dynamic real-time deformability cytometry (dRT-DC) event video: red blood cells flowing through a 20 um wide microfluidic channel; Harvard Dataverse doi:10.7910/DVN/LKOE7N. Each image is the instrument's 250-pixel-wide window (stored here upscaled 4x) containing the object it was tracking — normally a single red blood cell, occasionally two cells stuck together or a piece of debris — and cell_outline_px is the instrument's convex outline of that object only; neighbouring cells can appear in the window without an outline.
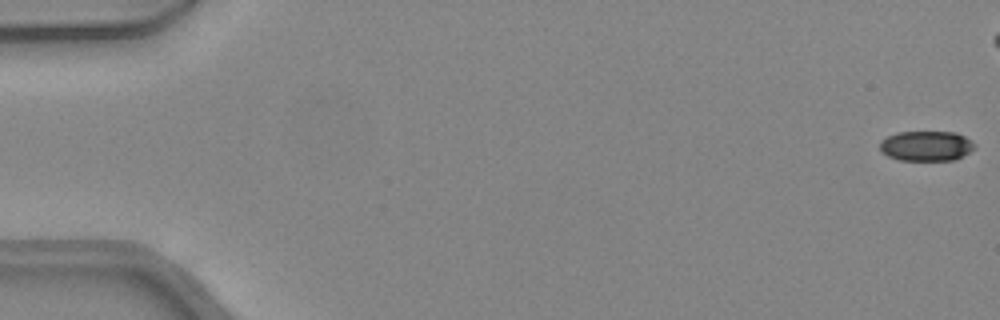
{"species": "common noctule bat (a hibernating species)", "species_latin": "Nyctalus noctula", "temperature_condition": "warm", "stored_images_in_passage": 40, "camera_frame_rate_fps": 3000, "um_per_image_px": 0.085, "animal": {"sex": "female", "body_mass_g": 24.6, "forearm_length_mm": 56.2}, "frame": {"image": 1, "passage_image": 1, "time_ms": 0.0, "image_size_px": [1000, 320], "cell_outline_px": [[976, 148], [952, 160], [900, 160], [888, 156], [880, 152], [880, 140], [896, 132], [956, 132], [964, 136], [976, 144]], "centroid_in_image_um": [78.71, 12.39], "position_along_channel_um": 6.3, "area_um2": 16.59}}
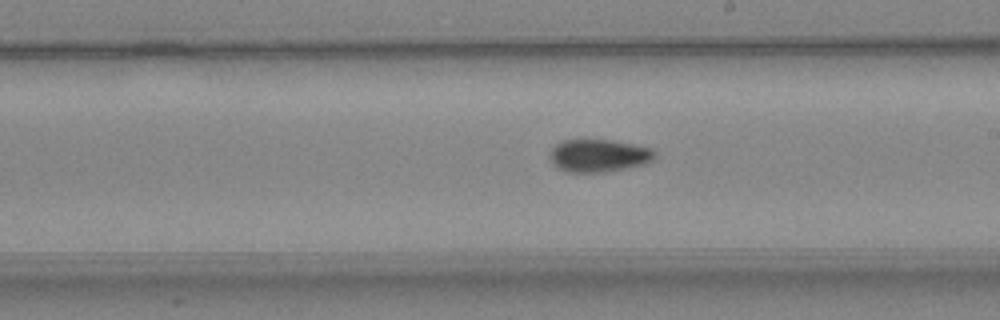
{"frame": {"image": 2, "passage_image": 28, "time_ms": 9.0, "image_size_px": [1000, 320], "cell_outline_px": [[656, 156], [652, 160], [644, 164], [628, 168], [604, 172], [564, 172], [556, 168], [552, 164], [552, 148], [556, 144], [564, 140], [612, 140], [652, 148], [656, 152]], "centroid_in_image_um": [50.91, 13.24], "position_along_channel_um": 238.1, "area_um2": 20.0}}
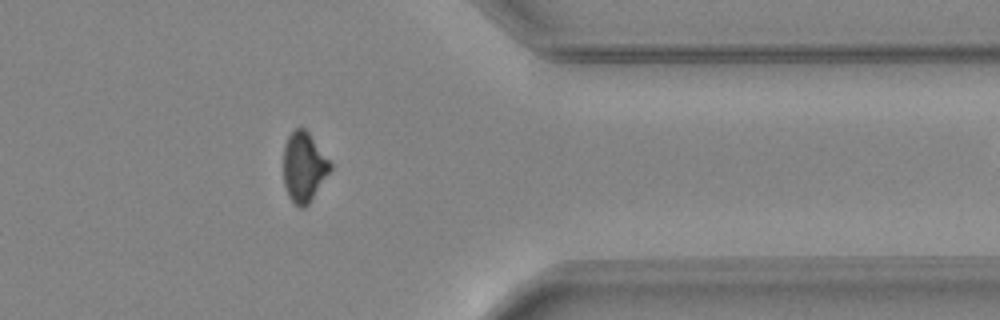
{"frame": {"image": 3, "passage_image": 39, "time_ms": 12.667, "image_size_px": [1000, 320], "cell_outline_px": [[332, 168], [308, 204], [304, 208], [300, 208], [288, 196], [284, 184], [284, 144], [288, 136], [296, 128], [304, 128], [308, 132], [332, 164]], "centroid_in_image_um": [25.82, 14.19], "position_along_channel_um": 385.6, "area_um2": 18.73}}